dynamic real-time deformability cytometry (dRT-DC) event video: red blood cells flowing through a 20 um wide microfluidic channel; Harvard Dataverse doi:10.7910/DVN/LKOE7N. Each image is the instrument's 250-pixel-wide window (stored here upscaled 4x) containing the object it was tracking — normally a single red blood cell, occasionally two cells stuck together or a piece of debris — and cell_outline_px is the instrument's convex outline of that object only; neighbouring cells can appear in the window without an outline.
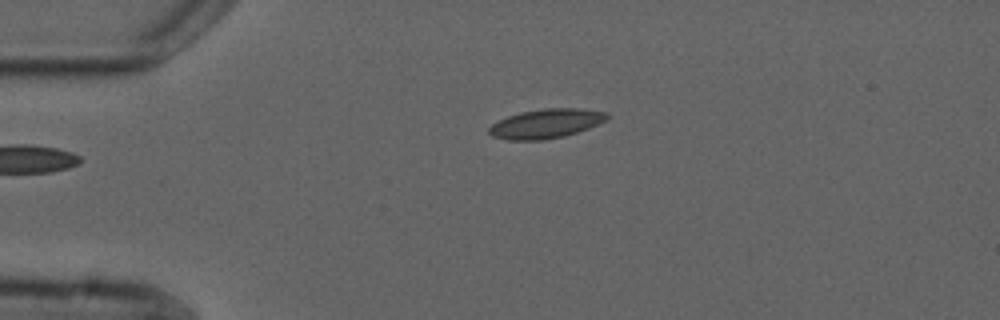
{"species": "common noctule bat (a hibernating species)", "species_latin": "Nyctalus noctula", "temperature_condition": "cold", "stored_images_in_passage": 2, "camera_frame_rate_fps": 3000, "um_per_image_px": 0.085, "animal": {"sex": "male", "forearm_length_mm": 52.5}, "frame": {"image": 1, "passage_image": 2, "time_ms": 1.333, "image_size_px": [1000, 320], "cell_outline_px": [[608, 120], [600, 124], [564, 136], [540, 140], [508, 140], [492, 136], [488, 132], [488, 128], [492, 124], [508, 116], [520, 112], [544, 108], [580, 108], [608, 112]], "centroid_in_image_um": [46.43, 10.5], "position_along_channel_um": 38.6, "area_um2": 20.17}}